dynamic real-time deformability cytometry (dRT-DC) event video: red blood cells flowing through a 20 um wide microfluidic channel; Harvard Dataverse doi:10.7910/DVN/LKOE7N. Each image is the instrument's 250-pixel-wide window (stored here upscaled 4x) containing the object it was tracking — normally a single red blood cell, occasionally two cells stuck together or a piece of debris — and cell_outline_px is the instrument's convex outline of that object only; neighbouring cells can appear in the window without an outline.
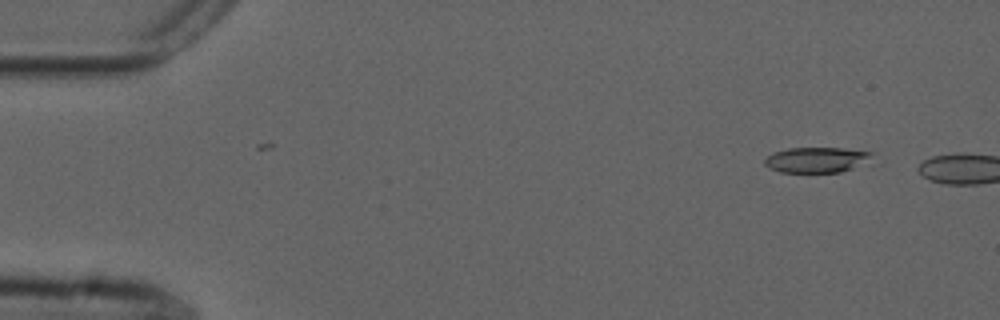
{"species": "common noctule bat (a hibernating species)", "species_latin": "Nyctalus noctula", "temperature_condition": "cold", "stored_images_in_passage": 7, "camera_frame_rate_fps": 3000, "um_per_image_px": 0.085, "animal": {"sex": "male", "forearm_length_mm": 52.5}, "frame": {"image": 1, "passage_image": 5, "time_ms": 1.333, "image_size_px": [1000, 320], "cell_outline_px": [[872, 152], [868, 156], [852, 168], [840, 172], [780, 172], [768, 168], [764, 164], [764, 160], [772, 152], [788, 148], [840, 148]], "centroid_in_image_um": [69.24, 13.58], "position_along_channel_um": 15.8, "area_um2": 15.37}}